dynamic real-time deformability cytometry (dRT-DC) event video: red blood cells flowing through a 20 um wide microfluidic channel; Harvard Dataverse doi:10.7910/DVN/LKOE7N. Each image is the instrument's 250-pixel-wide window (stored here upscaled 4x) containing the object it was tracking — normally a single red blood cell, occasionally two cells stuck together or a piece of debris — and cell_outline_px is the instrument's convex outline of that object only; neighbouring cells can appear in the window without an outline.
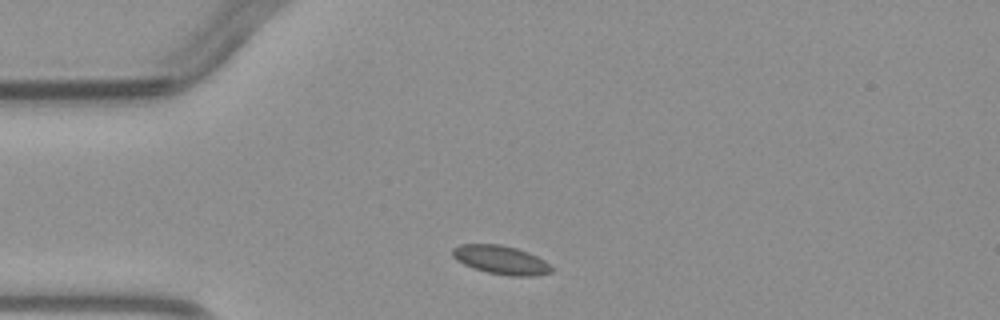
{"species": "common noctule bat (a hibernating species)", "species_latin": "Nyctalus noctula", "temperature_condition": "warm", "stored_images_in_passage": 3, "camera_frame_rate_fps": 3000, "um_per_image_px": 0.085, "animal": {"sex": "male", "body_mass_g": 23.1, "forearm_length_mm": 52.7}, "frame": {"image": 1, "passage_image": 1, "time_ms": 0.0, "image_size_px": [1000, 320], "cell_outline_px": [[552, 272], [532, 276], [512, 276], [488, 272], [464, 264], [456, 260], [452, 256], [452, 248], [460, 244], [500, 244], [516, 248], [528, 252], [544, 260], [552, 268]], "centroid_in_image_um": [42.56, 22.08], "position_along_channel_um": 42.4, "area_um2": 16.36}}
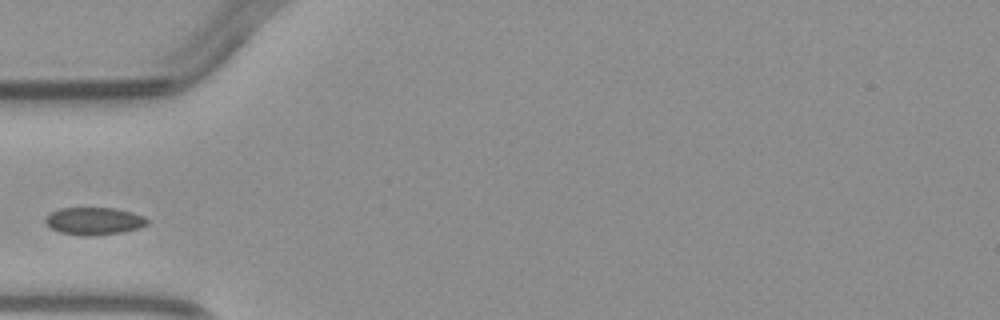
{"frame": {"image": 2, "passage_image": 2, "time_ms": 1.333, "image_size_px": [1000, 320], "cell_outline_px": [[148, 224], [136, 228], [120, 232], [60, 232], [52, 228], [44, 220], [52, 212], [60, 208], [116, 208], [132, 212], [144, 216], [148, 220]], "centroid_in_image_um": [8.04, 18.71], "position_along_channel_um": 77.0, "area_um2": 15.09}}
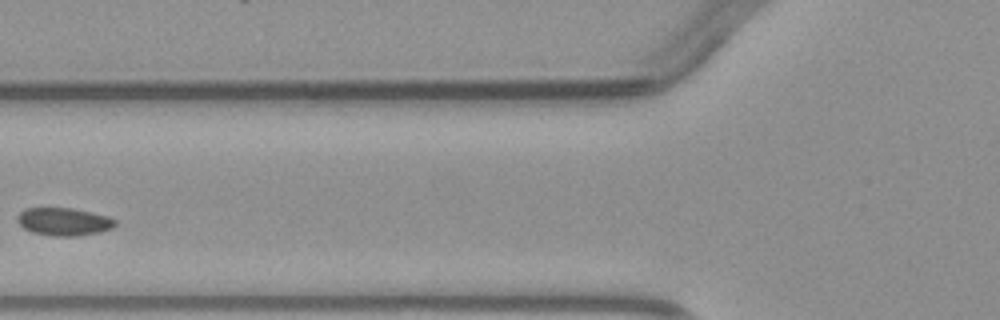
{"frame": {"image": 3, "passage_image": 3, "time_ms": 2.333, "image_size_px": [1000, 320], "cell_outline_px": [[116, 224], [112, 228], [100, 232], [76, 236], [52, 236], [32, 232], [24, 228], [16, 220], [16, 216], [20, 212], [28, 208], [72, 208], [92, 212], [108, 216], [116, 220]], "centroid_in_image_um": [5.43, 18.84], "position_along_channel_um": 120.4, "area_um2": 15.9}}